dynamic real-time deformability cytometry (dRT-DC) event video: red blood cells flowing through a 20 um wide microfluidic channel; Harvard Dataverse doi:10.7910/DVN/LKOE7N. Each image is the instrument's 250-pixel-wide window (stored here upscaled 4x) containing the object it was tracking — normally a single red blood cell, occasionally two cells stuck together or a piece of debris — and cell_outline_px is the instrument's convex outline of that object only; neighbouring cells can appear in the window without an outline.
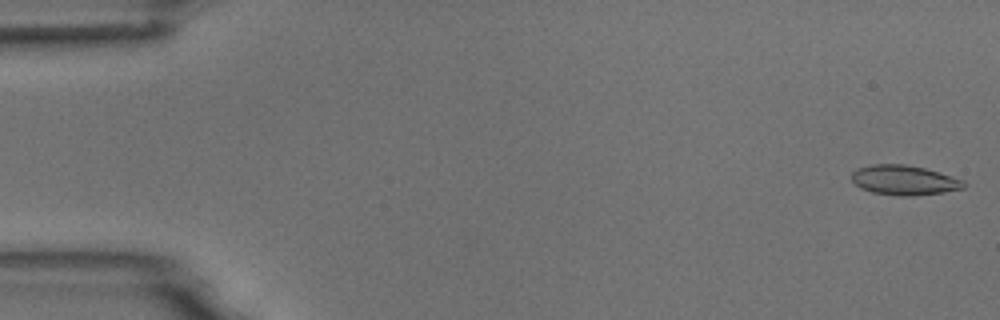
{"species": "common noctule bat (a hibernating species)", "species_latin": "Nyctalus noctula", "temperature_condition": "room temperature", "stored_images_in_passage": 5, "camera_frame_rate_fps": 3000, "um_per_image_px": 0.085, "animal": {"sex": "male", "body_mass_g": 18.8}, "frame": {"image": 1, "passage_image": 1, "time_ms": 0.0, "image_size_px": [1000, 320], "cell_outline_px": [[968, 184], [964, 188], [944, 192], [912, 196], [900, 196], [872, 192], [860, 188], [852, 180], [852, 172], [856, 168], [872, 164], [904, 164], [924, 168], [964, 180]], "centroid_in_image_um": [76.85, 15.31], "position_along_channel_um": 8.1, "area_um2": 19.48}}
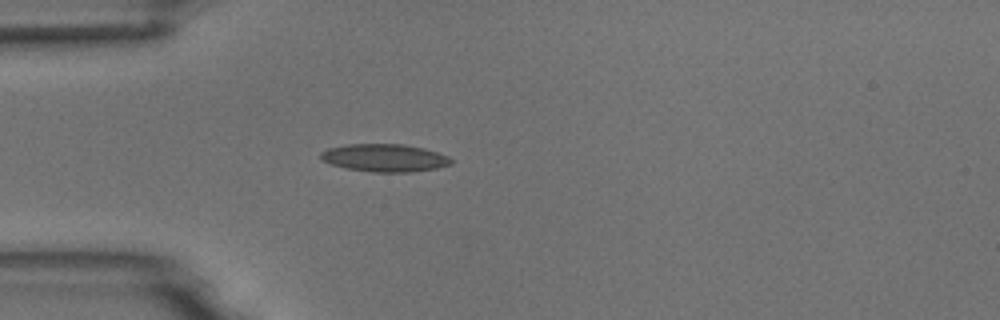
{"frame": {"image": 2, "passage_image": 5, "time_ms": 4.667, "image_size_px": [1000, 320], "cell_outline_px": [[452, 164], [436, 168], [412, 172], [372, 172], [348, 168], [332, 164], [320, 160], [320, 152], [328, 148], [348, 144], [400, 144], [424, 148], [448, 156], [452, 160]], "centroid_in_image_um": [32.68, 13.42], "position_along_channel_um": 52.3, "area_um2": 20.98}}